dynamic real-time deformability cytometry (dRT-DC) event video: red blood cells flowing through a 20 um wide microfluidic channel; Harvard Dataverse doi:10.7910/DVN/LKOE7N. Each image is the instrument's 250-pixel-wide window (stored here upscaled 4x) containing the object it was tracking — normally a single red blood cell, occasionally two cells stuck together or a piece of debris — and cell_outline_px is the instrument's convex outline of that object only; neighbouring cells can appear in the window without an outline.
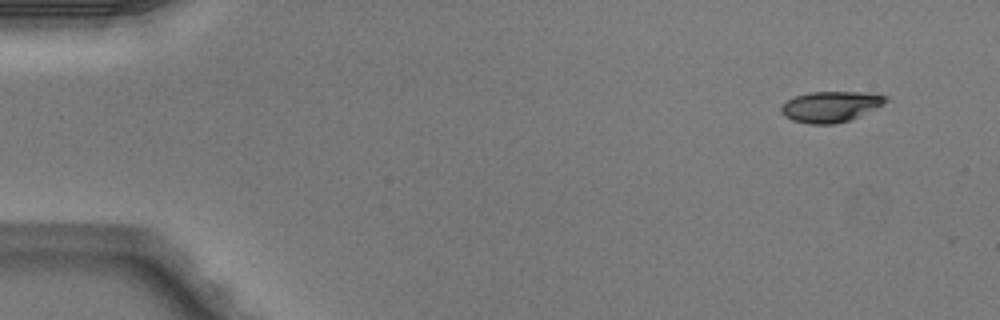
{"species": "Egyptian fruit bat (a non-hibernating species)", "species_latin": "Rousettus aegyptiacus", "temperature_condition": "warm", "stored_images_in_passage": 3, "camera_frame_rate_fps": 3000, "um_per_image_px": 0.085, "animal": {"sex": "male"}, "frame": {"image": 1, "passage_image": 1, "time_ms": 0.0, "image_size_px": [1000, 320], "cell_outline_px": [[888, 100], [884, 104], [848, 120], [836, 124], [808, 124], [792, 120], [784, 116], [780, 112], [780, 108], [788, 100], [796, 96], [808, 92], [876, 92], [888, 96]], "centroid_in_image_um": [70.62, 9.05], "position_along_channel_um": 14.4, "area_um2": 18.79}}